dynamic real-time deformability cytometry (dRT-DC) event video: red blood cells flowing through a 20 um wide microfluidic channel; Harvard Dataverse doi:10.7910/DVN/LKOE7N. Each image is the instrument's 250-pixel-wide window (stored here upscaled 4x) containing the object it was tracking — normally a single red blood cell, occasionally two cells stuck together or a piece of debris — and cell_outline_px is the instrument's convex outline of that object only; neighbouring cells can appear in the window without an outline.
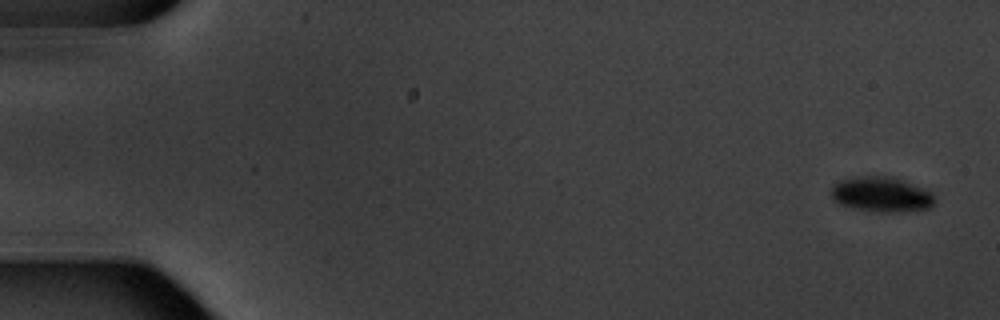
{"species": "common noctule bat (a hibernating species)", "species_latin": "Nyctalus noctula", "temperature_condition": "warm", "stored_images_in_passage": 5, "camera_frame_rate_fps": 3000, "um_per_image_px": 0.085, "animal": {"sex": "male", "body_mass_g": 20.1, "forearm_length_mm": 53.5}, "frame": {"image": 1, "passage_image": 1, "time_ms": 0.0, "image_size_px": [1000, 320], "cell_outline_px": [[932, 204], [928, 208], [900, 212], [872, 212], [852, 208], [840, 204], [832, 200], [832, 184], [840, 180], [868, 176], [892, 176], [932, 192]], "centroid_in_image_um": [74.86, 16.54], "position_along_channel_um": 10.1, "area_um2": 20.98}}
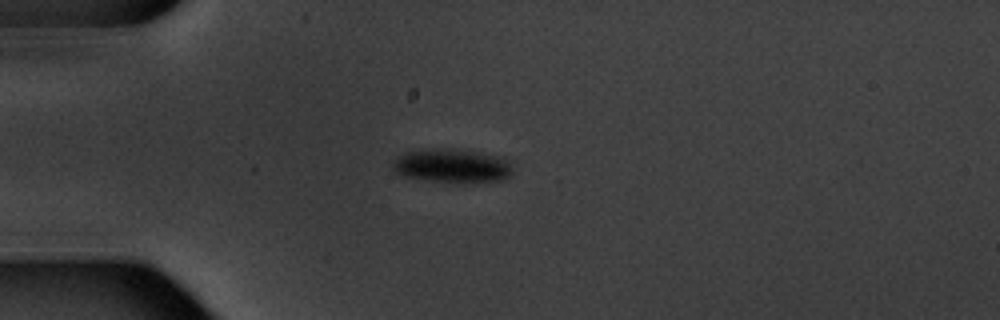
{"frame": {"image": 2, "passage_image": 5, "time_ms": 4.667, "image_size_px": [1000, 320], "cell_outline_px": [[512, 172], [504, 180], [460, 184], [428, 180], [404, 176], [396, 172], [392, 168], [392, 164], [400, 156], [408, 152], [444, 148], [480, 152], [504, 156], [508, 160], [512, 168]], "centroid_in_image_um": [38.52, 14.12], "position_along_channel_um": 46.5, "area_um2": 23.76}}